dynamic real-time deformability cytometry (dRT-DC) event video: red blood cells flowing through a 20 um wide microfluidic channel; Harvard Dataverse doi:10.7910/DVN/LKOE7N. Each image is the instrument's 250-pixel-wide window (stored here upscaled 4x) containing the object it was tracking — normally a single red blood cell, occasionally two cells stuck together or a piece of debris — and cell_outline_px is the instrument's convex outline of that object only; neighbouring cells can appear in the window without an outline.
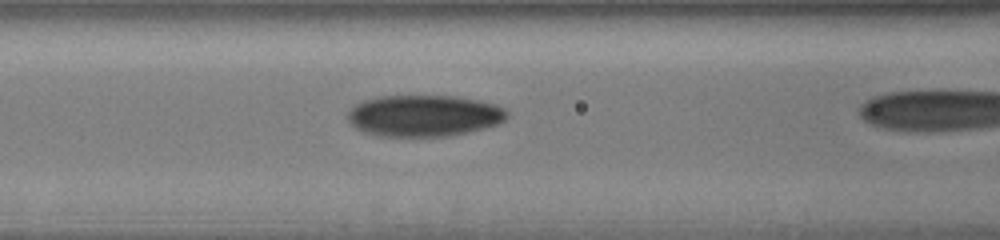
{"species": "human", "species_latin": "Homo sapiens", "temperature_condition": "cold", "stored_images_in_passage": 32, "camera_frame_rate_fps": 3000, "um_per_image_px": 0.085, "donor": {"sex": "male"}, "frame": {"image": 1, "passage_image": 16, "time_ms": 5.0, "image_size_px": [1000, 240], "cell_outline_px": [[508, 116], [504, 120], [496, 124], [484, 128], [448, 136], [376, 136], [364, 132], [356, 128], [348, 120], [348, 112], [356, 104], [364, 100], [380, 96], [456, 96], [480, 100], [496, 104], [504, 108], [508, 112]], "centroid_in_image_um": [36.04, 9.83], "position_along_channel_um": 130.6, "area_um2": 38.49}}
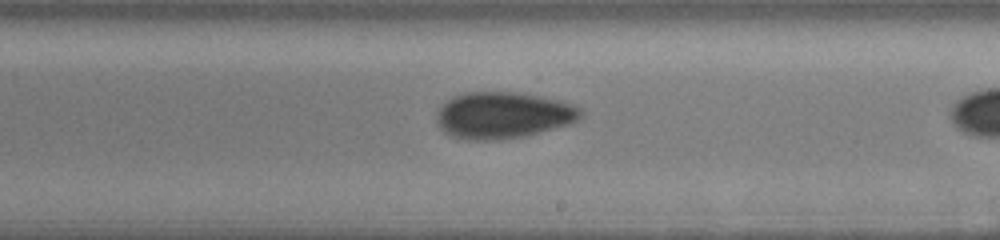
{"frame": {"image": 2, "passage_image": 23, "time_ms": 7.333, "image_size_px": [1000, 240], "cell_outline_px": [[584, 116], [568, 124], [524, 136], [500, 140], [464, 140], [452, 136], [444, 132], [436, 124], [436, 112], [452, 96], [464, 92], [516, 92], [540, 96], [560, 100], [572, 104], [580, 108], [584, 112]], "centroid_in_image_um": [42.74, 9.79], "position_along_channel_um": 246.3, "area_um2": 39.3}}
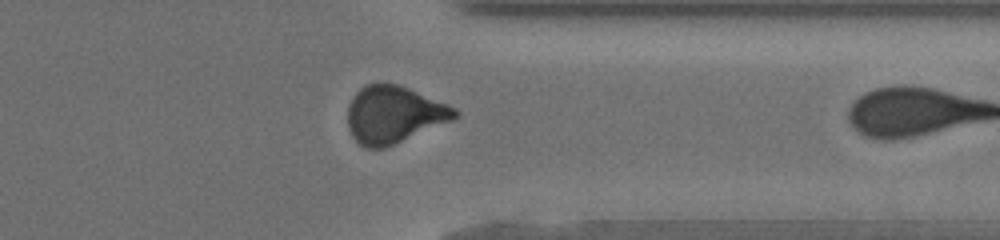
{"frame": {"image": 3, "passage_image": 31, "time_ms": 10.0, "image_size_px": [1000, 240], "cell_outline_px": [[460, 116], [452, 120], [384, 148], [368, 148], [360, 144], [352, 136], [348, 128], [348, 104], [352, 96], [364, 84], [400, 84], [448, 104], [456, 108], [460, 112]], "centroid_in_image_um": [33.48, 9.72], "position_along_channel_um": 377.9, "area_um2": 35.66}}